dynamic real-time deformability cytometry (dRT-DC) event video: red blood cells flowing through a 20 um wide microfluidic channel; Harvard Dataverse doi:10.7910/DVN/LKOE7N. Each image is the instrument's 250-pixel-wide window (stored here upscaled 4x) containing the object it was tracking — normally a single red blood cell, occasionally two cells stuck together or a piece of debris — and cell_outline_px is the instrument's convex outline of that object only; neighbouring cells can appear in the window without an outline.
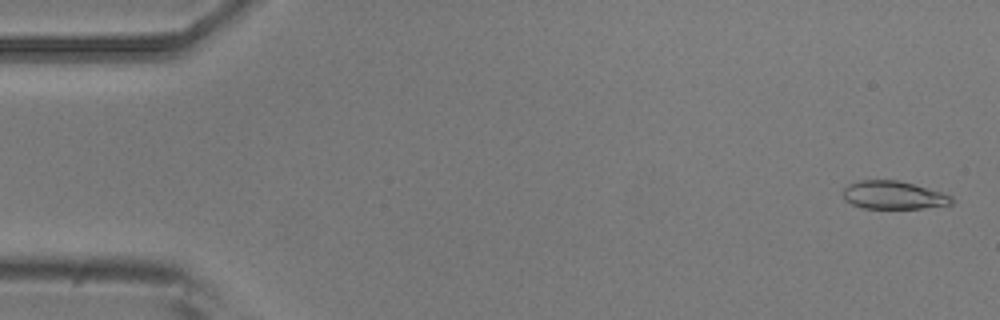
{"species": "common noctule bat (a hibernating species)", "species_latin": "Nyctalus noctula", "temperature_condition": "room temperature", "stored_images_in_passage": 5, "camera_frame_rate_fps": 3000, "um_per_image_px": 0.085, "animal": {"sex": "male", "body_mass_g": 20.5, "forearm_length_mm": 52.5}, "frame": {"image": 1, "passage_image": 1, "time_ms": 0.0, "image_size_px": [1000, 320], "cell_outline_px": [[952, 204], [924, 208], [864, 208], [852, 204], [844, 200], [844, 188], [848, 184], [860, 180], [900, 180], [940, 192], [952, 196]], "centroid_in_image_um": [75.92, 16.58], "position_along_channel_um": 9.1, "area_um2": 17.63}}
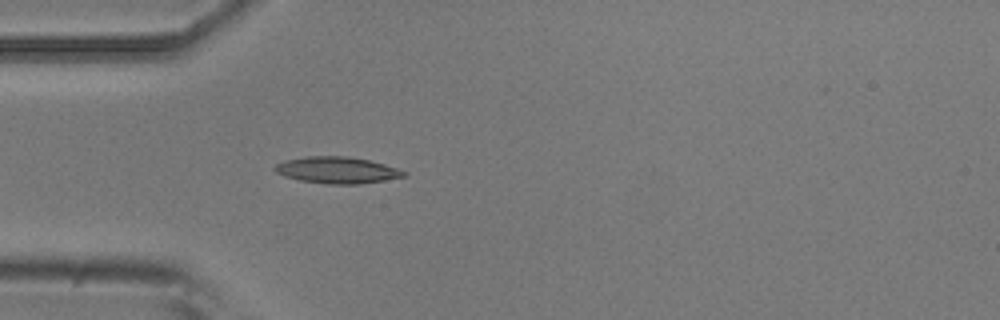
{"frame": {"image": 2, "passage_image": 5, "time_ms": 4.667, "image_size_px": [1000, 320], "cell_outline_px": [[408, 176], [360, 184], [328, 184], [300, 180], [284, 176], [276, 172], [272, 168], [276, 164], [284, 160], [308, 156], [348, 156], [368, 160], [384, 164], [408, 172]], "centroid_in_image_um": [28.65, 14.46], "position_along_channel_um": 56.3, "area_um2": 20.0}}